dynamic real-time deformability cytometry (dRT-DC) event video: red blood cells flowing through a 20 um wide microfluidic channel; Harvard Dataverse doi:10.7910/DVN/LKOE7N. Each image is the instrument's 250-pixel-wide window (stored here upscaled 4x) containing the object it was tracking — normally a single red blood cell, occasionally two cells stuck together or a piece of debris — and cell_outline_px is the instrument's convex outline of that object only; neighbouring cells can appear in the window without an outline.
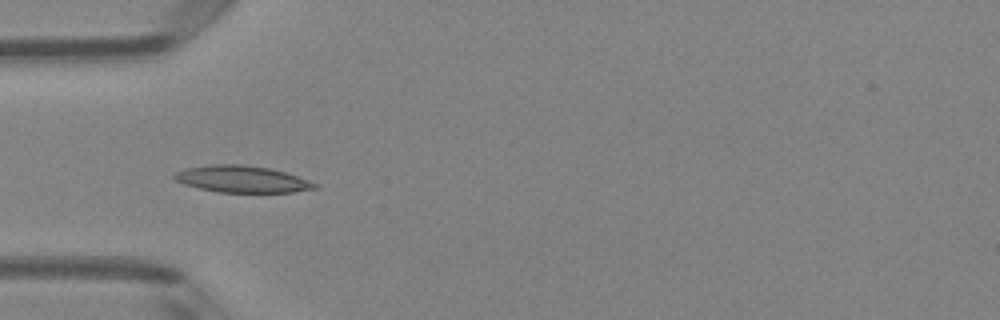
{"species": "Egyptian fruit bat (a non-hibernating species)", "species_latin": "Rousettus aegyptiacus", "temperature_condition": "room temperature", "stored_images_in_passage": 11, "camera_frame_rate_fps": 3000, "um_per_image_px": 0.085, "animal": {"sex": "female"}, "frame": {"image": 1, "passage_image": 4, "time_ms": 1.0, "image_size_px": [1000, 320], "cell_outline_px": [[320, 188], [292, 192], [220, 192], [200, 188], [184, 184], [172, 180], [172, 176], [176, 172], [184, 168], [208, 164], [244, 164], [268, 168], [284, 172], [320, 184]], "centroid_in_image_um": [20.55, 15.22], "position_along_channel_um": 64.5, "area_um2": 22.02}}
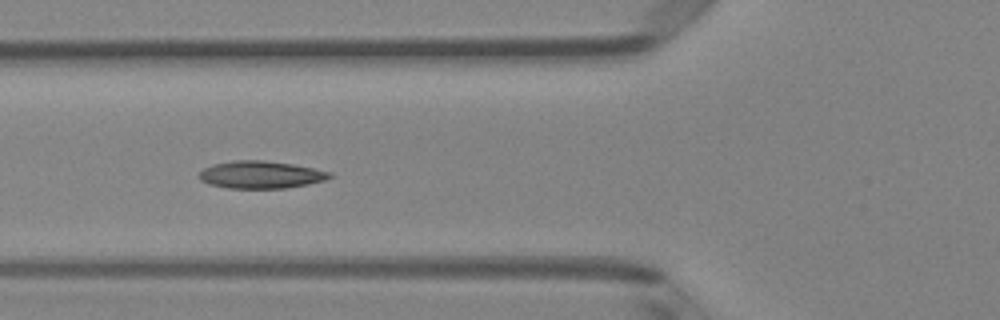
{"frame": {"image": 2, "passage_image": 7, "time_ms": 2.0, "image_size_px": [1000, 320], "cell_outline_px": [[332, 176], [324, 180], [308, 184], [284, 188], [228, 188], [208, 184], [200, 180], [196, 176], [204, 168], [212, 164], [232, 160], [264, 160], [292, 164], [332, 172]], "centroid_in_image_um": [22.11, 14.84], "position_along_channel_um": 103.7, "area_um2": 20.92}}